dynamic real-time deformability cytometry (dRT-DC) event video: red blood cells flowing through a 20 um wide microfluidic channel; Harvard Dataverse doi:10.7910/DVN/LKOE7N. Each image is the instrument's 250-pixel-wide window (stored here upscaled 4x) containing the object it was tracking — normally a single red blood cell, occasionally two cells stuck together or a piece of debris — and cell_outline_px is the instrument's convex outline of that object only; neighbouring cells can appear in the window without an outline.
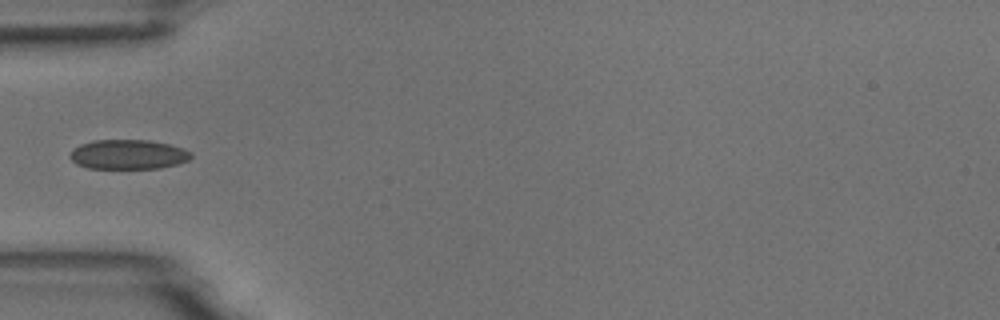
{"species": "common noctule bat (a hibernating species)", "species_latin": "Nyctalus noctula", "temperature_condition": "room temperature", "stored_images_in_passage": 5, "camera_frame_rate_fps": 3000, "um_per_image_px": 0.085, "animal": {"sex": "male", "body_mass_g": 18.8}, "frame": {"image": 1, "passage_image": 4, "time_ms": 4.333, "image_size_px": [1000, 320], "cell_outline_px": [[192, 156], [188, 160], [176, 164], [160, 168], [88, 168], [76, 164], [68, 156], [72, 148], [80, 144], [92, 140], [148, 140], [168, 144], [184, 148], [192, 152]], "centroid_in_image_um": [10.86, 13.12], "position_along_channel_um": 74.1, "area_um2": 20.98}}